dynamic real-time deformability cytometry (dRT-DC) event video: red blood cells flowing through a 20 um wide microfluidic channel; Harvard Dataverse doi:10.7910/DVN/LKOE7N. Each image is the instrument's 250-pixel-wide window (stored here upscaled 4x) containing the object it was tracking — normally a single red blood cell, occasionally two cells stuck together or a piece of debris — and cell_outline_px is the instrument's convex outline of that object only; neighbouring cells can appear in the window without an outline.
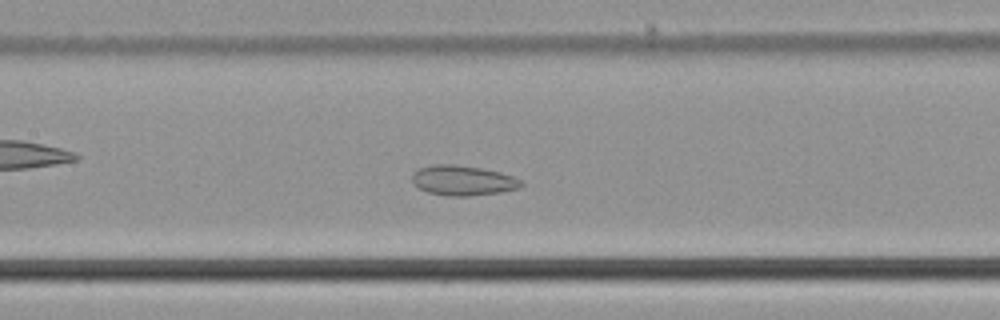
{"species": "common noctule bat (a hibernating species)", "species_latin": "Nyctalus noctula", "temperature_condition": "cold", "stored_images_in_passage": 53, "camera_frame_rate_fps": 3000, "um_per_image_px": 0.085, "animal": {"sex": "male", "body_mass_g": 21.5, "forearm_length_mm": 52.0}, "frame": {"image": 1, "passage_image": 24, "time_ms": 7.667, "image_size_px": [1000, 320], "cell_outline_px": [[524, 184], [516, 188], [500, 192], [468, 196], [448, 196], [428, 192], [420, 188], [412, 180], [412, 176], [420, 168], [432, 164], [456, 164], [480, 168], [500, 172], [512, 176], [520, 180]], "centroid_in_image_um": [39.34, 15.33], "position_along_channel_um": 168.1, "area_um2": 18.79}}
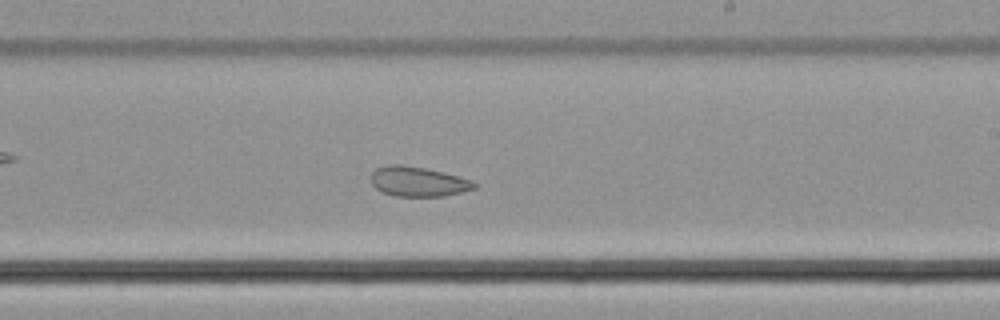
{"frame": {"image": 2, "passage_image": 31, "time_ms": 10.0, "image_size_px": [1000, 320], "cell_outline_px": [[476, 188], [444, 196], [396, 196], [384, 192], [376, 188], [372, 184], [372, 172], [376, 168], [388, 164], [400, 164], [424, 168], [444, 172], [472, 180], [476, 184]], "centroid_in_image_um": [35.54, 15.42], "position_along_channel_um": 253.5, "area_um2": 17.8}}
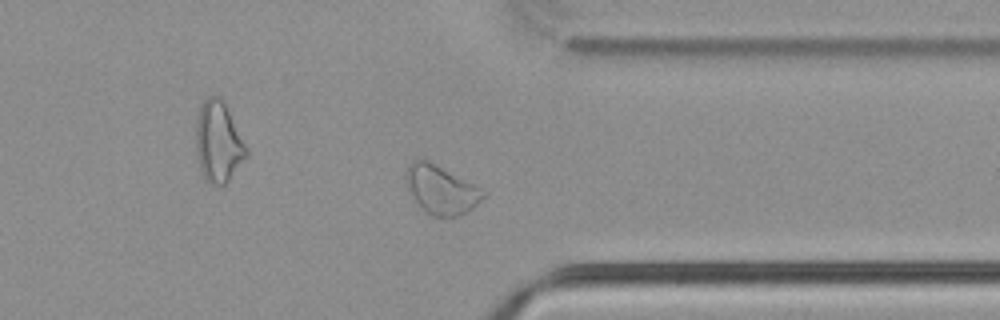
{"frame": {"image": 3, "passage_image": 41, "time_ms": 13.333, "image_size_px": [1000, 320], "cell_outline_px": [[488, 196], [472, 208], [460, 216], [432, 216], [408, 192], [404, 176], [404, 172], [408, 164], [416, 160], [428, 160], [488, 192]], "centroid_in_image_um": [37.5, 16.11], "position_along_channel_um": 373.9, "area_um2": 21.73}, "authors_computed_cell_mechanics": {"area_um2": 24.276, "velocity_mm_per_s": 3.668, "shape_relaxation_time_tau1_ms": null, "shape_relaxation_time_tau2_ms": 2.8312, "deformation_change_tau1": null, "deformation_change_tau2": 0.077}}